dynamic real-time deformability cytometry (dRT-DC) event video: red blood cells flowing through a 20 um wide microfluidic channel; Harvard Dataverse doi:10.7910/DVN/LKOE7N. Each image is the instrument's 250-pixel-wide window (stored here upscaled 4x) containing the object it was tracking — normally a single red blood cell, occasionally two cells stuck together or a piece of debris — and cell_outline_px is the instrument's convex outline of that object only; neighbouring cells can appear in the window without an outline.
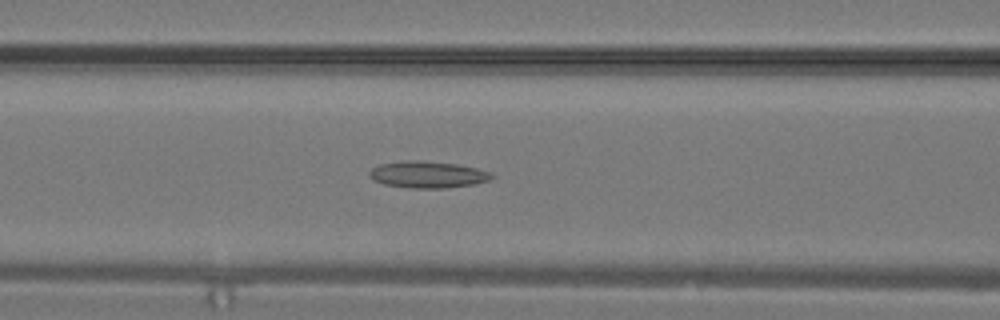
{"species": "common noctule bat (a hibernating species)", "species_latin": "Nyctalus noctula", "temperature_condition": "warm", "stored_images_in_passage": 25, "camera_frame_rate_fps": 3000, "um_per_image_px": 0.085, "animal": {"sex": "male", "body_mass_g": 19.2, "forearm_length_mm": 51.8}, "frame": {"image": 1, "passage_image": 13, "time_ms": 4.0, "image_size_px": [1000, 320], "cell_outline_px": [[496, 176], [488, 180], [472, 184], [448, 188], [408, 188], [384, 184], [368, 176], [368, 172], [372, 168], [380, 164], [404, 160], [416, 160], [456, 164], [476, 168], [492, 172]], "centroid_in_image_um": [36.35, 14.84], "position_along_channel_um": 130.2, "area_um2": 19.02}}
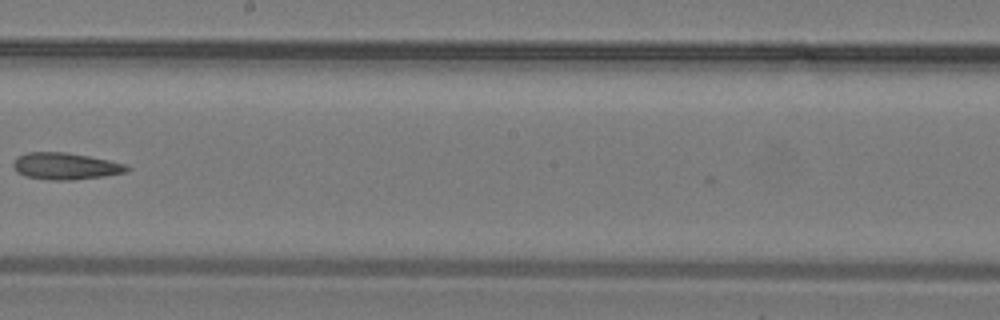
{"frame": {"image": 2, "passage_image": 18, "time_ms": 5.667, "image_size_px": [1000, 320], "cell_outline_px": [[132, 168], [128, 172], [104, 176], [72, 180], [48, 180], [24, 176], [16, 172], [12, 168], [12, 164], [16, 156], [28, 152], [68, 152], [128, 164]], "centroid_in_image_um": [5.56, 14.12], "position_along_channel_um": 242.6, "area_um2": 18.09}}
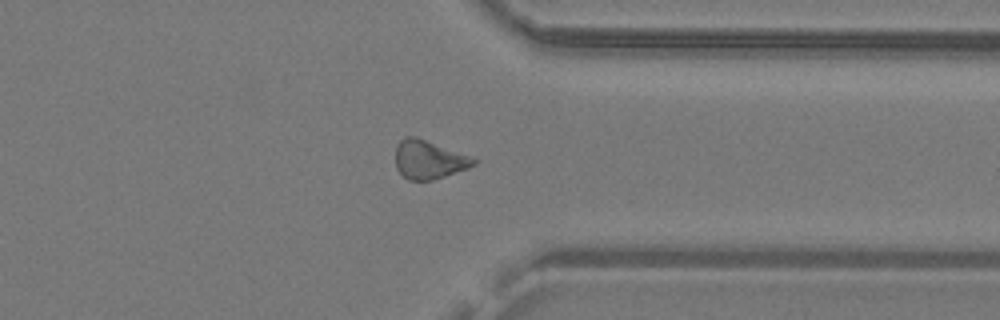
{"frame": {"image": 3, "passage_image": 24, "time_ms": 7.667, "image_size_px": [1000, 320], "cell_outline_px": [[480, 160], [476, 164], [468, 168], [432, 180], [408, 180], [396, 168], [396, 144], [404, 136], [416, 136], [472, 156]], "centroid_in_image_um": [36.47, 13.55], "position_along_channel_um": 374.9, "area_um2": 17.74}}